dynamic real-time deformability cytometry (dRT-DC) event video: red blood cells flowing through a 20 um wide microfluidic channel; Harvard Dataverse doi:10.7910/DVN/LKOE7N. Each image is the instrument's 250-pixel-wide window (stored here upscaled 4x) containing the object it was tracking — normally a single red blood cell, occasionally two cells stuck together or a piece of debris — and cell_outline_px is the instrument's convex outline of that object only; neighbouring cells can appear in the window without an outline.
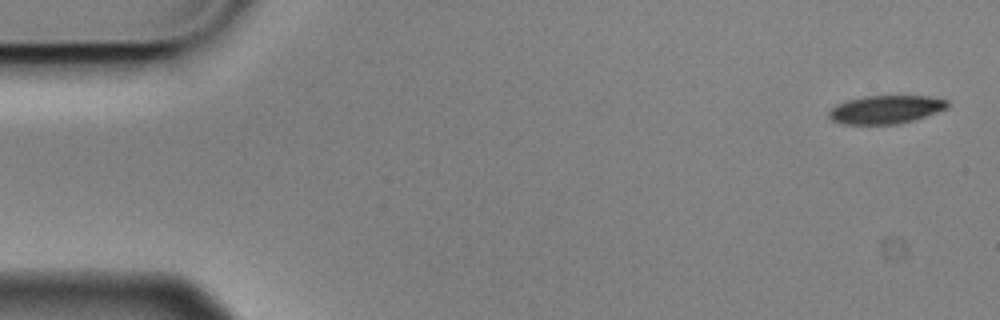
{"species": "Egyptian fruit bat (a non-hibernating species)", "species_latin": "Rousettus aegyptiacus", "temperature_condition": "cold", "stored_images_in_passage": 6, "camera_frame_rate_fps": 3000, "um_per_image_px": 0.085, "animal": {"sex": "male"}, "frame": {"image": 1, "passage_image": 1, "time_ms": 0.0, "image_size_px": [1000, 320], "cell_outline_px": [[948, 108], [912, 120], [896, 124], [844, 124], [832, 120], [828, 116], [828, 108], [836, 104], [848, 100], [864, 96], [928, 96], [948, 100]], "centroid_in_image_um": [75.24, 9.3], "position_along_channel_um": 9.8, "area_um2": 19.48}}
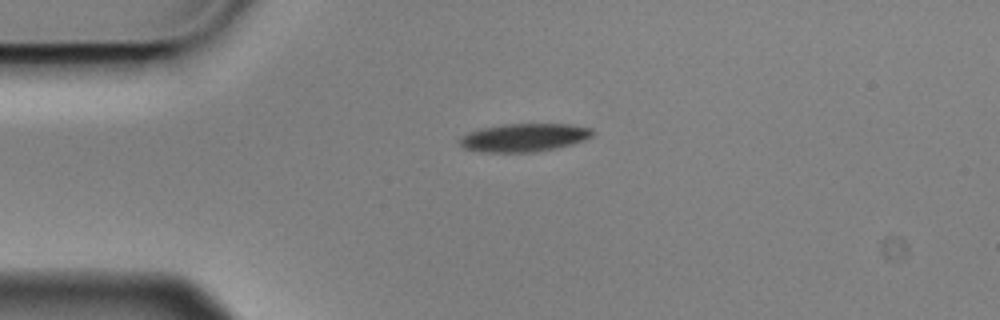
{"frame": {"image": 2, "passage_image": 4, "time_ms": 1.0, "image_size_px": [1000, 320], "cell_outline_px": [[592, 136], [584, 140], [572, 144], [532, 152], [488, 152], [464, 148], [456, 140], [460, 136], [468, 132], [484, 128], [504, 124], [568, 124], [592, 128]], "centroid_in_image_um": [44.51, 11.68], "position_along_channel_um": 40.5, "area_um2": 21.56}}
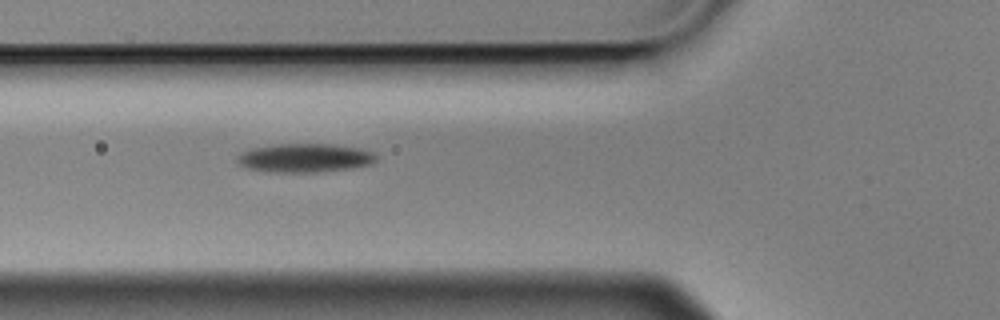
{"frame": {"image": 3, "passage_image": 6, "time_ms": 1.667, "image_size_px": [1000, 320], "cell_outline_px": [[376, 160], [368, 164], [348, 168], [312, 172], [276, 172], [248, 168], [240, 164], [236, 160], [236, 156], [252, 148], [280, 144], [332, 144], [360, 148], [376, 152]], "centroid_in_image_um": [25.92, 13.41], "position_along_channel_um": 99.9, "area_um2": 22.89}}